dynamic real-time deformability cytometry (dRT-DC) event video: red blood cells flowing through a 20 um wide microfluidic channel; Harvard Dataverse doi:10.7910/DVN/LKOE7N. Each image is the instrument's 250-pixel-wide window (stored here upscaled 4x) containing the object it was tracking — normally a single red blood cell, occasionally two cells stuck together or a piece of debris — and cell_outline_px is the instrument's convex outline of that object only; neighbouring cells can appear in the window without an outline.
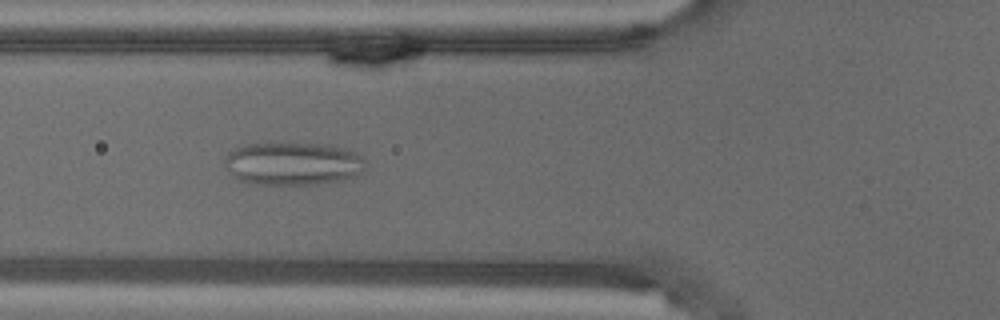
{"species": "common noctule bat (a hibernating species)", "species_latin": "Nyctalus noctula", "temperature_condition": "warm", "stored_images_in_passage": 5, "camera_frame_rate_fps": 3000, "um_per_image_px": 0.085, "animal": {"sex": "male", "body_mass_g": 18.8}, "frame": {"image": 1, "passage_image": 5, "time_ms": 1.333, "image_size_px": [1000, 320], "cell_outline_px": [[364, 172], [356, 176], [340, 180], [312, 184], [256, 184], [240, 180], [232, 176], [224, 164], [224, 160], [228, 152], [236, 148], [248, 144], [332, 144], [348, 148], [356, 152], [364, 160]], "centroid_in_image_um": [24.92, 13.9], "position_along_channel_um": 100.9, "area_um2": 35.26}}